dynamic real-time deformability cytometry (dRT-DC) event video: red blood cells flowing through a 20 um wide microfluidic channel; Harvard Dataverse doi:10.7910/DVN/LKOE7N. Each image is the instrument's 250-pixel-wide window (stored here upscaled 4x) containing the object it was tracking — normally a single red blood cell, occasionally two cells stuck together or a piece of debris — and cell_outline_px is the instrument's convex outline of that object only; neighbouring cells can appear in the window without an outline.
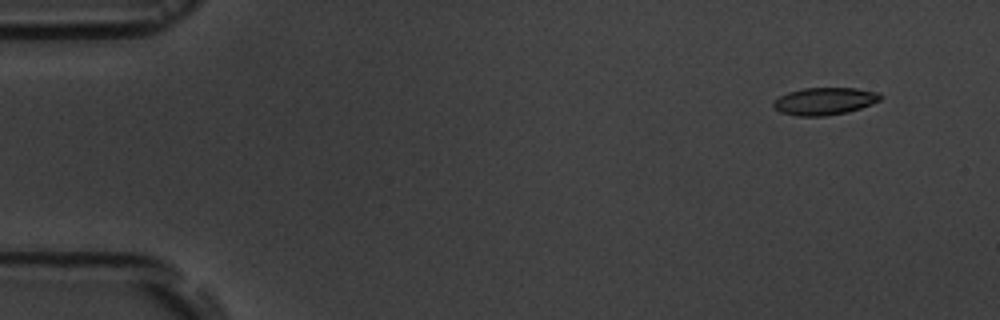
{"species": "common noctule bat (a hibernating species)", "species_latin": "Nyctalus noctula", "temperature_condition": "room temperature", "stored_images_in_passage": 5, "camera_frame_rate_fps": 3000, "um_per_image_px": 0.085, "animal": {"sex": "male", "body_mass_g": 19.5, "forearm_length_mm": 54.6}, "frame": {"image": 1, "passage_image": 1, "time_ms": 0.0, "image_size_px": [1000, 320], "cell_outline_px": [[884, 96], [880, 100], [872, 104], [848, 112], [824, 116], [796, 116], [780, 112], [772, 104], [780, 96], [788, 92], [804, 88], [856, 88], [880, 92]], "centroid_in_image_um": [70.14, 8.6], "position_along_channel_um": 14.9, "area_um2": 17.11}}
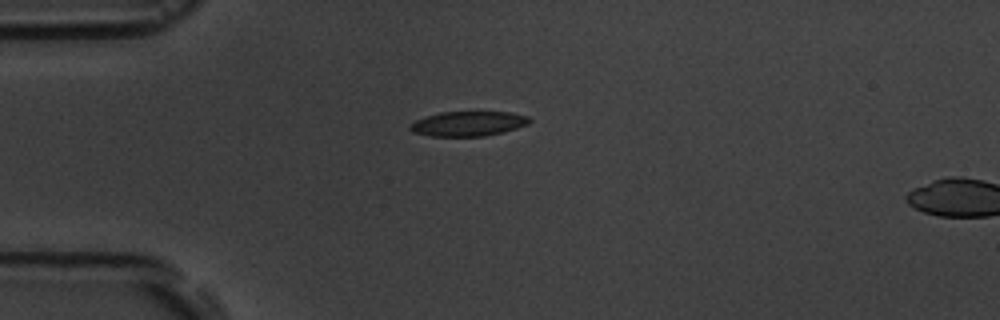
{"frame": {"image": 2, "passage_image": 4, "time_ms": 3.333, "image_size_px": [1000, 320], "cell_outline_px": [[532, 120], [528, 124], [504, 132], [484, 136], [432, 136], [412, 132], [408, 128], [416, 120], [440, 112], [512, 112], [528, 116]], "centroid_in_image_um": [39.83, 10.51], "position_along_channel_um": 45.2, "area_um2": 17.17}}